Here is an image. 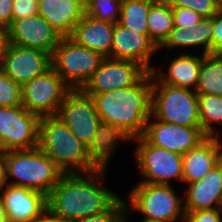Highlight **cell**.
<instances>
[{
  "instance_id": "obj_1",
  "label": "cell",
  "mask_w": 222,
  "mask_h": 222,
  "mask_svg": "<svg viewBox=\"0 0 222 222\" xmlns=\"http://www.w3.org/2000/svg\"><path fill=\"white\" fill-rule=\"evenodd\" d=\"M151 89L152 72H147L129 88L88 94L106 133L117 145L143 135L151 115Z\"/></svg>"
},
{
  "instance_id": "obj_2",
  "label": "cell",
  "mask_w": 222,
  "mask_h": 222,
  "mask_svg": "<svg viewBox=\"0 0 222 222\" xmlns=\"http://www.w3.org/2000/svg\"><path fill=\"white\" fill-rule=\"evenodd\" d=\"M86 173H64L47 195V208L65 222L106 211L120 196L102 185L107 166Z\"/></svg>"
},
{
  "instance_id": "obj_3",
  "label": "cell",
  "mask_w": 222,
  "mask_h": 222,
  "mask_svg": "<svg viewBox=\"0 0 222 222\" xmlns=\"http://www.w3.org/2000/svg\"><path fill=\"white\" fill-rule=\"evenodd\" d=\"M38 147L64 173H86L105 163L57 116L39 119Z\"/></svg>"
},
{
  "instance_id": "obj_4",
  "label": "cell",
  "mask_w": 222,
  "mask_h": 222,
  "mask_svg": "<svg viewBox=\"0 0 222 222\" xmlns=\"http://www.w3.org/2000/svg\"><path fill=\"white\" fill-rule=\"evenodd\" d=\"M56 116L105 164L118 145L106 133L92 97L82 89H71Z\"/></svg>"
},
{
  "instance_id": "obj_5",
  "label": "cell",
  "mask_w": 222,
  "mask_h": 222,
  "mask_svg": "<svg viewBox=\"0 0 222 222\" xmlns=\"http://www.w3.org/2000/svg\"><path fill=\"white\" fill-rule=\"evenodd\" d=\"M7 184L22 186L46 196L64 172L39 147L5 152ZM15 181H8L11 178ZM10 182V183H9Z\"/></svg>"
},
{
  "instance_id": "obj_6",
  "label": "cell",
  "mask_w": 222,
  "mask_h": 222,
  "mask_svg": "<svg viewBox=\"0 0 222 222\" xmlns=\"http://www.w3.org/2000/svg\"><path fill=\"white\" fill-rule=\"evenodd\" d=\"M128 199L131 209L125 203L126 215L136 210L145 216L140 222L185 220L184 200L177 195L172 185L139 182L129 193Z\"/></svg>"
},
{
  "instance_id": "obj_7",
  "label": "cell",
  "mask_w": 222,
  "mask_h": 222,
  "mask_svg": "<svg viewBox=\"0 0 222 222\" xmlns=\"http://www.w3.org/2000/svg\"><path fill=\"white\" fill-rule=\"evenodd\" d=\"M151 115L181 126L201 127L196 91L160 83L152 75Z\"/></svg>"
},
{
  "instance_id": "obj_8",
  "label": "cell",
  "mask_w": 222,
  "mask_h": 222,
  "mask_svg": "<svg viewBox=\"0 0 222 222\" xmlns=\"http://www.w3.org/2000/svg\"><path fill=\"white\" fill-rule=\"evenodd\" d=\"M105 57L78 45L70 37L61 38L51 56L55 72L72 88L81 89Z\"/></svg>"
},
{
  "instance_id": "obj_9",
  "label": "cell",
  "mask_w": 222,
  "mask_h": 222,
  "mask_svg": "<svg viewBox=\"0 0 222 222\" xmlns=\"http://www.w3.org/2000/svg\"><path fill=\"white\" fill-rule=\"evenodd\" d=\"M137 142L135 162L143 179L139 182L170 185V180L183 182L182 155L150 144L143 136L132 139Z\"/></svg>"
},
{
  "instance_id": "obj_10",
  "label": "cell",
  "mask_w": 222,
  "mask_h": 222,
  "mask_svg": "<svg viewBox=\"0 0 222 222\" xmlns=\"http://www.w3.org/2000/svg\"><path fill=\"white\" fill-rule=\"evenodd\" d=\"M71 89L51 66L22 86V106L39 118L56 116Z\"/></svg>"
},
{
  "instance_id": "obj_11",
  "label": "cell",
  "mask_w": 222,
  "mask_h": 222,
  "mask_svg": "<svg viewBox=\"0 0 222 222\" xmlns=\"http://www.w3.org/2000/svg\"><path fill=\"white\" fill-rule=\"evenodd\" d=\"M39 119L22 105L0 106V151L37 148Z\"/></svg>"
},
{
  "instance_id": "obj_12",
  "label": "cell",
  "mask_w": 222,
  "mask_h": 222,
  "mask_svg": "<svg viewBox=\"0 0 222 222\" xmlns=\"http://www.w3.org/2000/svg\"><path fill=\"white\" fill-rule=\"evenodd\" d=\"M148 71L131 60L106 57L81 88L86 94H102L134 86Z\"/></svg>"
},
{
  "instance_id": "obj_13",
  "label": "cell",
  "mask_w": 222,
  "mask_h": 222,
  "mask_svg": "<svg viewBox=\"0 0 222 222\" xmlns=\"http://www.w3.org/2000/svg\"><path fill=\"white\" fill-rule=\"evenodd\" d=\"M152 118L150 115L142 136L150 144L173 153L183 155L207 137L201 127L181 126Z\"/></svg>"
},
{
  "instance_id": "obj_14",
  "label": "cell",
  "mask_w": 222,
  "mask_h": 222,
  "mask_svg": "<svg viewBox=\"0 0 222 222\" xmlns=\"http://www.w3.org/2000/svg\"><path fill=\"white\" fill-rule=\"evenodd\" d=\"M7 28L11 44L39 49L51 56L62 38L39 14L14 20Z\"/></svg>"
},
{
  "instance_id": "obj_15",
  "label": "cell",
  "mask_w": 222,
  "mask_h": 222,
  "mask_svg": "<svg viewBox=\"0 0 222 222\" xmlns=\"http://www.w3.org/2000/svg\"><path fill=\"white\" fill-rule=\"evenodd\" d=\"M51 66L50 54L10 43L0 69L14 82L23 86Z\"/></svg>"
},
{
  "instance_id": "obj_16",
  "label": "cell",
  "mask_w": 222,
  "mask_h": 222,
  "mask_svg": "<svg viewBox=\"0 0 222 222\" xmlns=\"http://www.w3.org/2000/svg\"><path fill=\"white\" fill-rule=\"evenodd\" d=\"M157 51L158 48L150 40L149 35L137 33L118 22L114 24L111 46L112 59L135 61L151 72L155 67L150 66V59Z\"/></svg>"
},
{
  "instance_id": "obj_17",
  "label": "cell",
  "mask_w": 222,
  "mask_h": 222,
  "mask_svg": "<svg viewBox=\"0 0 222 222\" xmlns=\"http://www.w3.org/2000/svg\"><path fill=\"white\" fill-rule=\"evenodd\" d=\"M0 196L8 222H31L47 209V196L26 187L6 184Z\"/></svg>"
},
{
  "instance_id": "obj_18",
  "label": "cell",
  "mask_w": 222,
  "mask_h": 222,
  "mask_svg": "<svg viewBox=\"0 0 222 222\" xmlns=\"http://www.w3.org/2000/svg\"><path fill=\"white\" fill-rule=\"evenodd\" d=\"M184 210H204L222 208V159L196 182L187 184Z\"/></svg>"
},
{
  "instance_id": "obj_19",
  "label": "cell",
  "mask_w": 222,
  "mask_h": 222,
  "mask_svg": "<svg viewBox=\"0 0 222 222\" xmlns=\"http://www.w3.org/2000/svg\"><path fill=\"white\" fill-rule=\"evenodd\" d=\"M38 14L62 37H71L85 14L84 0H38Z\"/></svg>"
},
{
  "instance_id": "obj_20",
  "label": "cell",
  "mask_w": 222,
  "mask_h": 222,
  "mask_svg": "<svg viewBox=\"0 0 222 222\" xmlns=\"http://www.w3.org/2000/svg\"><path fill=\"white\" fill-rule=\"evenodd\" d=\"M183 182H196L204 177L222 159L219 137L207 136L201 143L182 155Z\"/></svg>"
},
{
  "instance_id": "obj_21",
  "label": "cell",
  "mask_w": 222,
  "mask_h": 222,
  "mask_svg": "<svg viewBox=\"0 0 222 222\" xmlns=\"http://www.w3.org/2000/svg\"><path fill=\"white\" fill-rule=\"evenodd\" d=\"M114 23L100 21L84 14L72 32L71 39L103 57L111 58Z\"/></svg>"
},
{
  "instance_id": "obj_22",
  "label": "cell",
  "mask_w": 222,
  "mask_h": 222,
  "mask_svg": "<svg viewBox=\"0 0 222 222\" xmlns=\"http://www.w3.org/2000/svg\"><path fill=\"white\" fill-rule=\"evenodd\" d=\"M203 57V54L196 56L183 53L171 61L167 74H161L156 67L151 72L160 83L195 91Z\"/></svg>"
},
{
  "instance_id": "obj_23",
  "label": "cell",
  "mask_w": 222,
  "mask_h": 222,
  "mask_svg": "<svg viewBox=\"0 0 222 222\" xmlns=\"http://www.w3.org/2000/svg\"><path fill=\"white\" fill-rule=\"evenodd\" d=\"M213 16L205 17L192 27H174L164 43L158 48H204L202 54H212Z\"/></svg>"
},
{
  "instance_id": "obj_24",
  "label": "cell",
  "mask_w": 222,
  "mask_h": 222,
  "mask_svg": "<svg viewBox=\"0 0 222 222\" xmlns=\"http://www.w3.org/2000/svg\"><path fill=\"white\" fill-rule=\"evenodd\" d=\"M150 40L159 48L174 28L172 7L165 0H156L147 17Z\"/></svg>"
},
{
  "instance_id": "obj_25",
  "label": "cell",
  "mask_w": 222,
  "mask_h": 222,
  "mask_svg": "<svg viewBox=\"0 0 222 222\" xmlns=\"http://www.w3.org/2000/svg\"><path fill=\"white\" fill-rule=\"evenodd\" d=\"M195 91L198 95L222 96V59L218 54L204 55Z\"/></svg>"
},
{
  "instance_id": "obj_26",
  "label": "cell",
  "mask_w": 222,
  "mask_h": 222,
  "mask_svg": "<svg viewBox=\"0 0 222 222\" xmlns=\"http://www.w3.org/2000/svg\"><path fill=\"white\" fill-rule=\"evenodd\" d=\"M156 0H122L118 23L142 35H149L147 17Z\"/></svg>"
},
{
  "instance_id": "obj_27",
  "label": "cell",
  "mask_w": 222,
  "mask_h": 222,
  "mask_svg": "<svg viewBox=\"0 0 222 222\" xmlns=\"http://www.w3.org/2000/svg\"><path fill=\"white\" fill-rule=\"evenodd\" d=\"M198 108L202 131L207 136L219 137L213 123L222 126V96L198 95Z\"/></svg>"
},
{
  "instance_id": "obj_28",
  "label": "cell",
  "mask_w": 222,
  "mask_h": 222,
  "mask_svg": "<svg viewBox=\"0 0 222 222\" xmlns=\"http://www.w3.org/2000/svg\"><path fill=\"white\" fill-rule=\"evenodd\" d=\"M85 14L109 23L119 21L122 0H84Z\"/></svg>"
},
{
  "instance_id": "obj_29",
  "label": "cell",
  "mask_w": 222,
  "mask_h": 222,
  "mask_svg": "<svg viewBox=\"0 0 222 222\" xmlns=\"http://www.w3.org/2000/svg\"><path fill=\"white\" fill-rule=\"evenodd\" d=\"M22 105V86L10 79L0 69V106Z\"/></svg>"
},
{
  "instance_id": "obj_30",
  "label": "cell",
  "mask_w": 222,
  "mask_h": 222,
  "mask_svg": "<svg viewBox=\"0 0 222 222\" xmlns=\"http://www.w3.org/2000/svg\"><path fill=\"white\" fill-rule=\"evenodd\" d=\"M121 196L104 212L75 222H124L126 202Z\"/></svg>"
},
{
  "instance_id": "obj_31",
  "label": "cell",
  "mask_w": 222,
  "mask_h": 222,
  "mask_svg": "<svg viewBox=\"0 0 222 222\" xmlns=\"http://www.w3.org/2000/svg\"><path fill=\"white\" fill-rule=\"evenodd\" d=\"M171 7L190 8L201 16L212 17L219 7L217 0H165Z\"/></svg>"
},
{
  "instance_id": "obj_32",
  "label": "cell",
  "mask_w": 222,
  "mask_h": 222,
  "mask_svg": "<svg viewBox=\"0 0 222 222\" xmlns=\"http://www.w3.org/2000/svg\"><path fill=\"white\" fill-rule=\"evenodd\" d=\"M174 27L188 28L195 26L204 18L196 11L185 7H172Z\"/></svg>"
},
{
  "instance_id": "obj_33",
  "label": "cell",
  "mask_w": 222,
  "mask_h": 222,
  "mask_svg": "<svg viewBox=\"0 0 222 222\" xmlns=\"http://www.w3.org/2000/svg\"><path fill=\"white\" fill-rule=\"evenodd\" d=\"M222 208L185 211L184 222H222Z\"/></svg>"
},
{
  "instance_id": "obj_34",
  "label": "cell",
  "mask_w": 222,
  "mask_h": 222,
  "mask_svg": "<svg viewBox=\"0 0 222 222\" xmlns=\"http://www.w3.org/2000/svg\"><path fill=\"white\" fill-rule=\"evenodd\" d=\"M38 14V0H13L12 22Z\"/></svg>"
},
{
  "instance_id": "obj_35",
  "label": "cell",
  "mask_w": 222,
  "mask_h": 222,
  "mask_svg": "<svg viewBox=\"0 0 222 222\" xmlns=\"http://www.w3.org/2000/svg\"><path fill=\"white\" fill-rule=\"evenodd\" d=\"M222 50V2L213 16L212 54Z\"/></svg>"
},
{
  "instance_id": "obj_36",
  "label": "cell",
  "mask_w": 222,
  "mask_h": 222,
  "mask_svg": "<svg viewBox=\"0 0 222 222\" xmlns=\"http://www.w3.org/2000/svg\"><path fill=\"white\" fill-rule=\"evenodd\" d=\"M13 0H0V25L8 27L12 22Z\"/></svg>"
},
{
  "instance_id": "obj_37",
  "label": "cell",
  "mask_w": 222,
  "mask_h": 222,
  "mask_svg": "<svg viewBox=\"0 0 222 222\" xmlns=\"http://www.w3.org/2000/svg\"><path fill=\"white\" fill-rule=\"evenodd\" d=\"M10 45L8 28L0 25V66Z\"/></svg>"
},
{
  "instance_id": "obj_38",
  "label": "cell",
  "mask_w": 222,
  "mask_h": 222,
  "mask_svg": "<svg viewBox=\"0 0 222 222\" xmlns=\"http://www.w3.org/2000/svg\"><path fill=\"white\" fill-rule=\"evenodd\" d=\"M31 222H65L57 215L53 214L48 208Z\"/></svg>"
},
{
  "instance_id": "obj_39",
  "label": "cell",
  "mask_w": 222,
  "mask_h": 222,
  "mask_svg": "<svg viewBox=\"0 0 222 222\" xmlns=\"http://www.w3.org/2000/svg\"><path fill=\"white\" fill-rule=\"evenodd\" d=\"M7 184V172L5 163V152L0 151V189Z\"/></svg>"
},
{
  "instance_id": "obj_40",
  "label": "cell",
  "mask_w": 222,
  "mask_h": 222,
  "mask_svg": "<svg viewBox=\"0 0 222 222\" xmlns=\"http://www.w3.org/2000/svg\"><path fill=\"white\" fill-rule=\"evenodd\" d=\"M0 222H8L6 209L0 196Z\"/></svg>"
},
{
  "instance_id": "obj_41",
  "label": "cell",
  "mask_w": 222,
  "mask_h": 222,
  "mask_svg": "<svg viewBox=\"0 0 222 222\" xmlns=\"http://www.w3.org/2000/svg\"><path fill=\"white\" fill-rule=\"evenodd\" d=\"M219 55V57L222 59V50L220 52L217 53Z\"/></svg>"
},
{
  "instance_id": "obj_42",
  "label": "cell",
  "mask_w": 222,
  "mask_h": 222,
  "mask_svg": "<svg viewBox=\"0 0 222 222\" xmlns=\"http://www.w3.org/2000/svg\"><path fill=\"white\" fill-rule=\"evenodd\" d=\"M124 222H128V221H127V216H125Z\"/></svg>"
}]
</instances>
